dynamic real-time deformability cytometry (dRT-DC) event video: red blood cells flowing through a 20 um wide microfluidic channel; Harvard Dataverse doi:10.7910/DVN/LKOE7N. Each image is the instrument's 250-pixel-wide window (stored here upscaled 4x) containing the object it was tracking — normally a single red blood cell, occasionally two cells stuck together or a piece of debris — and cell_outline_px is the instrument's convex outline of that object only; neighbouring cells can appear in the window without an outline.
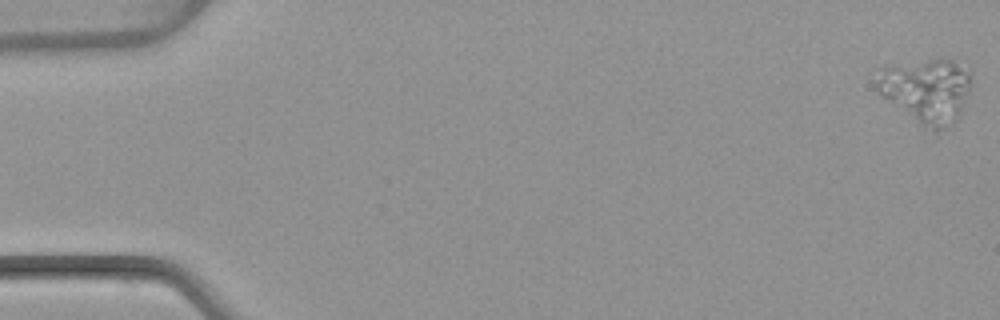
{"species": "common noctule bat (a hibernating species)", "species_latin": "Nyctalus noctula", "temperature_condition": "warm", "stored_images_in_passage": 51, "camera_frame_rate_fps": 3000, "um_per_image_px": 0.085, "animal": {"sex": "female", "body_mass_g": 22.7, "forearm_length_mm": 54.2}, "frame": {"image": 1, "passage_image": 1, "time_ms": 0.0, "image_size_px": [1000, 320], "cell_outline_px": [[972, 72], [968, 92], [960, 116], [956, 120], [936, 132], [924, 128], [880, 96], [876, 92], [876, 80], [880, 68], [884, 64], [928, 60], [952, 60]], "centroid_in_image_um": [78.69, 7.69], "position_along_channel_um": 6.3, "area_um2": 35.89}}
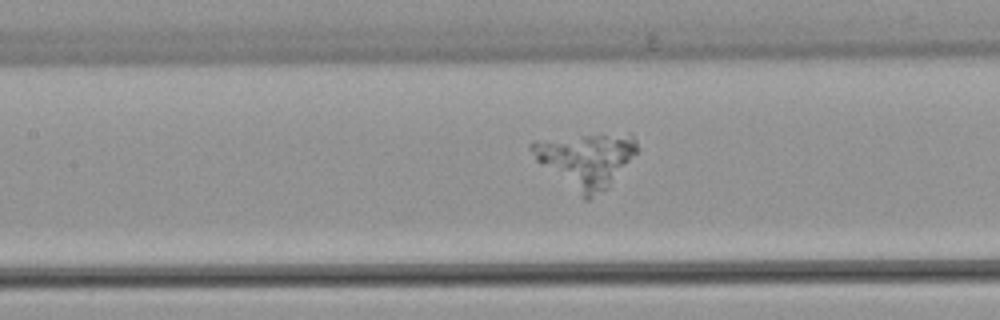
{"frame": {"image": 2, "passage_image": 24, "time_ms": 7.667, "image_size_px": [1000, 320], "cell_outline_px": [[636, 152], [608, 188], [588, 200], [584, 200], [540, 164], [536, 160], [528, 148], [528, 144], [532, 140], [628, 132], [632, 132], [636, 140]], "centroid_in_image_um": [49.78, 13.6], "position_along_channel_um": 157.6, "area_um2": 33.47}}
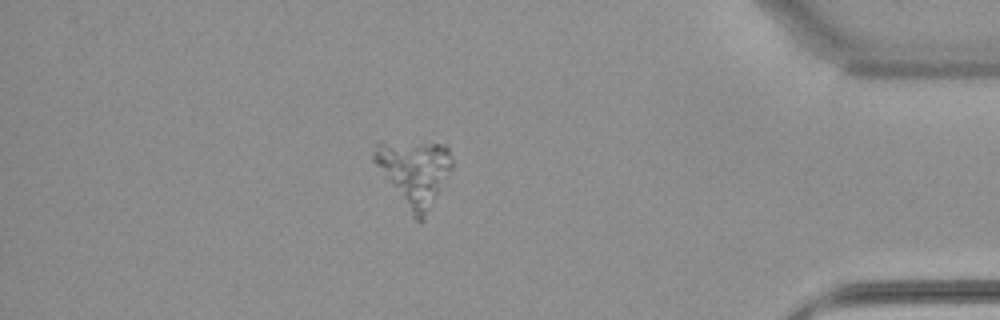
{"frame": {"image": 3, "passage_image": 45, "time_ms": 14.667, "image_size_px": [1000, 320], "cell_outline_px": [[452, 168], [424, 220], [416, 220], [412, 216], [372, 160], [372, 152], [376, 144], [380, 140], [448, 144], [452, 160]], "centroid_in_image_um": [35.2, 14.61], "position_along_channel_um": 400.0, "area_um2": 30.06}}